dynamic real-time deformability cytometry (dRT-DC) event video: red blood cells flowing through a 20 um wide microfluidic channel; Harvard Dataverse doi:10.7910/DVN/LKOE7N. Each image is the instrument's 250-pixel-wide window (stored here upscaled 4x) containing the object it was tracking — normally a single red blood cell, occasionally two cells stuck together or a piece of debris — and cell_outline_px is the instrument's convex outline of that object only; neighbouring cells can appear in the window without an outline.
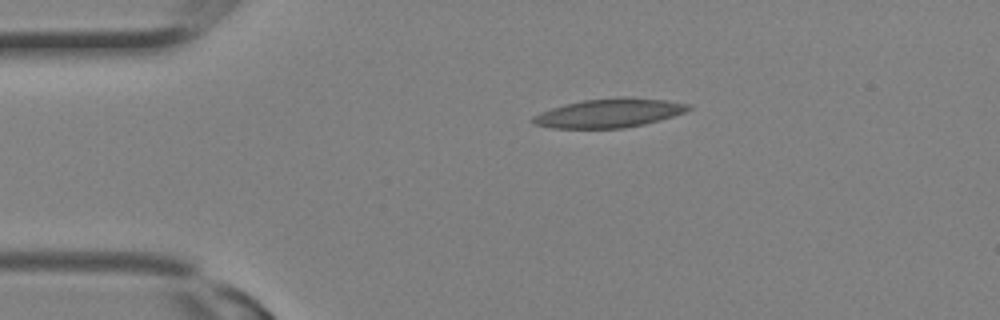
{"species": "Egyptian fruit bat (a non-hibernating species)", "species_latin": "Rousettus aegyptiacus", "temperature_condition": "room temperature", "stored_images_in_passage": 24, "camera_frame_rate_fps": 3000, "um_per_image_px": 0.085, "animal": {"sex": "female"}, "frame": {"image": 1, "passage_image": 1, "time_ms": 0.0, "image_size_px": [1000, 320], "cell_outline_px": [[692, 108], [684, 112], [672, 116], [644, 124], [624, 128], [552, 128], [532, 124], [528, 120], [532, 116], [540, 112], [564, 104], [584, 100], [624, 96], [664, 100], [688, 104]], "centroid_in_image_um": [51.7, 9.61], "position_along_channel_um": 33.3, "area_um2": 26.18}}
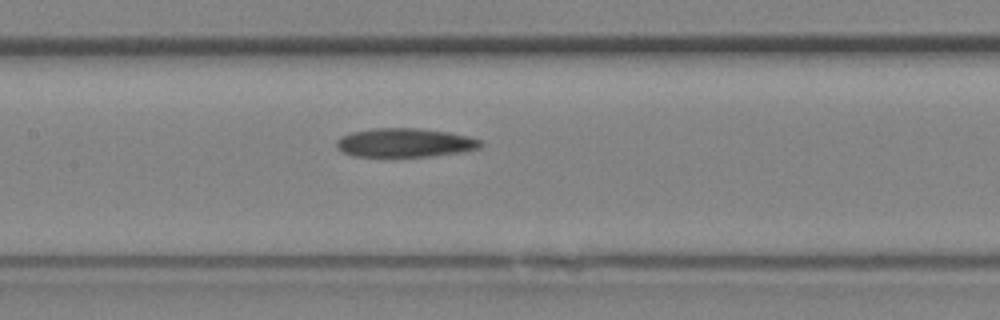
{"frame": {"image": 2, "passage_image": 9, "time_ms": 2.667, "image_size_px": [1000, 320], "cell_outline_px": [[484, 144], [480, 148], [460, 152], [432, 156], [352, 156], [336, 148], [336, 140], [340, 136], [352, 132], [372, 128], [420, 128], [448, 132], [468, 136], [480, 140]], "centroid_in_image_um": [34.4, 12.12], "position_along_channel_um": 173.0, "area_um2": 24.28}}
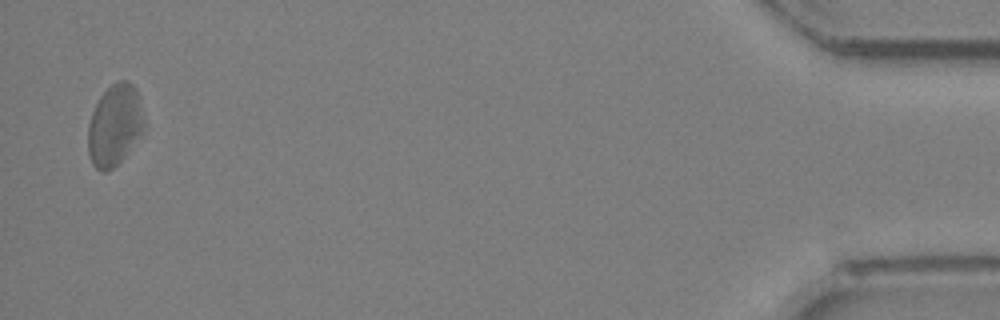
{"frame": {"image": 3, "passage_image": 24, "time_ms": 7.667, "image_size_px": [1000, 320], "cell_outline_px": [[148, 124], [120, 160], [112, 168], [104, 172], [100, 172], [92, 164], [88, 152], [88, 124], [92, 112], [100, 96], [112, 84], [120, 80], [128, 80], [136, 88]], "centroid_in_image_um": [9.77, 10.61], "position_along_channel_um": 425.4, "area_um2": 26.65}}